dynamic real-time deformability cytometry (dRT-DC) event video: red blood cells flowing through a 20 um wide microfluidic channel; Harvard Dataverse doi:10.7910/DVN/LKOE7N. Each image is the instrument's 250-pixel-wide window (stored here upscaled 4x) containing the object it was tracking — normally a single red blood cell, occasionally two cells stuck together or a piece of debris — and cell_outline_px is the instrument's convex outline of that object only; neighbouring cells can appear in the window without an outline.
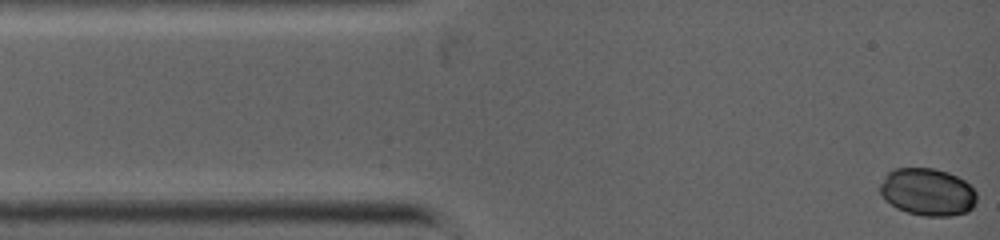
{"species": "common noctule bat (a hibernating species)", "species_latin": "Nyctalus noctula", "temperature_condition": "warm", "stored_images_in_passage": 41, "camera_frame_rate_fps": 5000, "um_per_image_px": 0.085, "animal": {"sex": "female", "body_mass_g": 19.0, "forearm_length_mm": 53.3}, "frame": {"image": 1, "passage_image": 1, "time_ms": 0.0, "image_size_px": [1000, 240], "cell_outline_px": [[976, 204], [968, 212], [952, 216], [924, 216], [908, 212], [896, 208], [884, 200], [880, 196], [880, 184], [888, 172], [896, 168], [932, 168], [948, 172], [964, 180], [976, 192]], "centroid_in_image_um": [78.84, 16.33], "position_along_channel_um": 6.2, "area_um2": 26.88}}
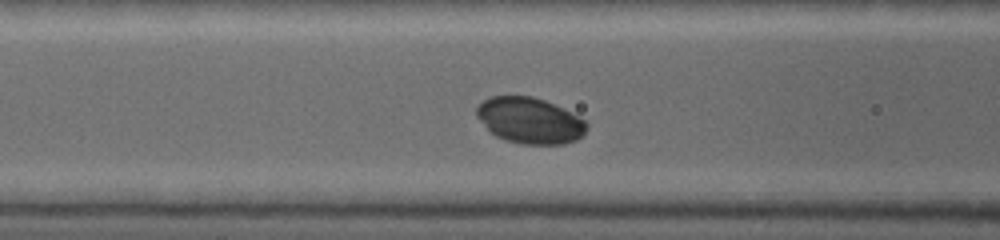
{"frame": {"image": 2, "passage_image": 18, "time_ms": 3.8, "image_size_px": [1000, 240], "cell_outline_px": [[588, 128], [576, 140], [564, 144], [524, 144], [504, 140], [496, 136], [476, 116], [476, 108], [484, 100], [492, 96], [532, 96], [544, 100], [572, 112], [584, 120], [588, 124]], "centroid_in_image_um": [45.04, 10.24], "position_along_channel_um": 121.6, "area_um2": 29.3}}
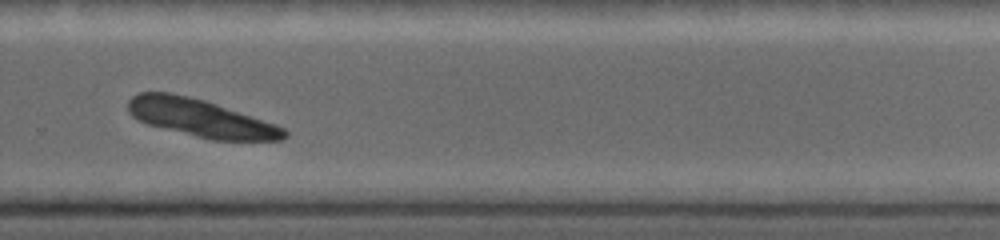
{"frame": {"image": 3, "passage_image": 35, "time_ms": 7.8, "image_size_px": [1000, 240], "cell_outline_px": [[288, 136], [280, 140], [212, 140], [148, 124], [136, 120], [128, 112], [128, 100], [132, 96], [140, 92], [168, 92], [188, 96], [204, 100], [276, 124], [284, 128], [288, 132]], "centroid_in_image_um": [17.04, 10.03], "position_along_channel_um": 312.8, "area_um2": 33.99}}